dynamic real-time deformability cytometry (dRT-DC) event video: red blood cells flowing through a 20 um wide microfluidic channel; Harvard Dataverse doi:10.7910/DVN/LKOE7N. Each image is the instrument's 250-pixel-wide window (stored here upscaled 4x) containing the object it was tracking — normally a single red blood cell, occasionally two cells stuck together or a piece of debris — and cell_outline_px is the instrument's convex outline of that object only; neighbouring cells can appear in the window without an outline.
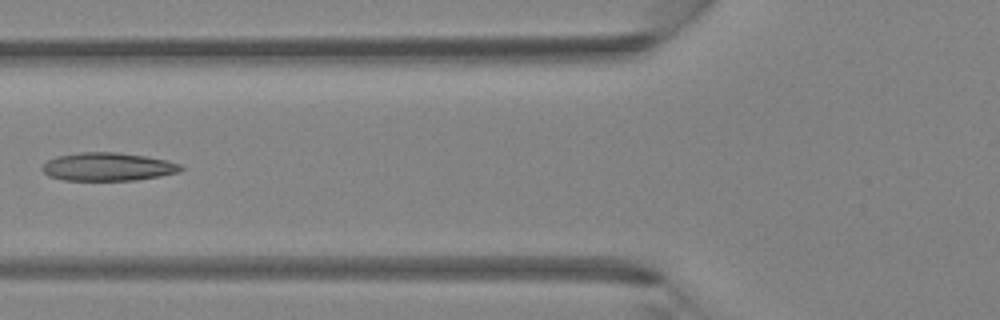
{"species": "Egyptian fruit bat (a non-hibernating species)", "species_latin": "Rousettus aegyptiacus", "temperature_condition": "room temperature", "stored_images_in_passage": 4, "camera_frame_rate_fps": 3000, "um_per_image_px": 0.085, "animal": {"sex": "female"}, "frame": {"image": 1, "passage_image": 4, "time_ms": 1.0, "image_size_px": [1000, 320], "cell_outline_px": [[184, 168], [180, 172], [160, 176], [136, 180], [64, 180], [48, 176], [40, 168], [48, 160], [56, 156], [80, 152], [116, 152], [144, 156], [164, 160], [180, 164]], "centroid_in_image_um": [9.15, 14.18], "position_along_channel_um": 116.7, "area_um2": 22.72}}